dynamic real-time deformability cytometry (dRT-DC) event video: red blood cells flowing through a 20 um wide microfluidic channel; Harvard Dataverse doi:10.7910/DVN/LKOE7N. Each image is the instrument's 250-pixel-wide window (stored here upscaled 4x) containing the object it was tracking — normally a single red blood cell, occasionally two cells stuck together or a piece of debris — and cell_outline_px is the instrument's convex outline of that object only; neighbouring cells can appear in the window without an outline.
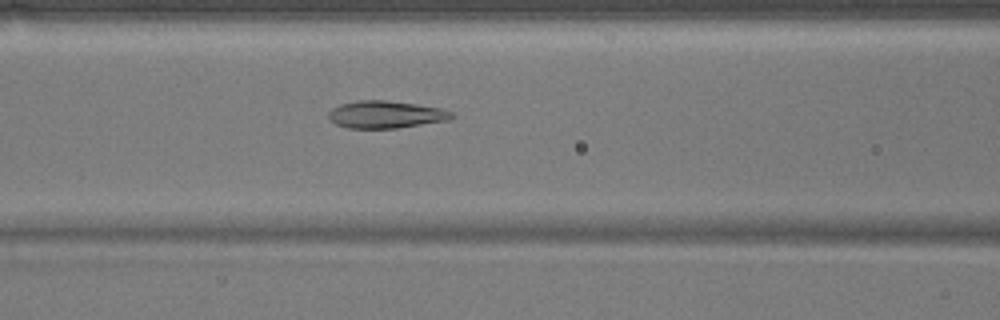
{"species": "common noctule bat (a hibernating species)", "species_latin": "Nyctalus noctula", "temperature_condition": "warm", "stored_images_in_passage": 29, "camera_frame_rate_fps": 3000, "um_per_image_px": 0.085, "animal": {"sex": "male", "body_mass_g": 17.9}, "frame": {"image": 1, "passage_image": 8, "time_ms": 2.333, "image_size_px": [1000, 320], "cell_outline_px": [[456, 116], [448, 120], [396, 128], [348, 128], [336, 124], [328, 116], [328, 112], [332, 108], [340, 104], [360, 100], [384, 100], [416, 104], [440, 108], [452, 112]], "centroid_in_image_um": [32.79, 9.73], "position_along_channel_um": 133.8, "area_um2": 19.48}}
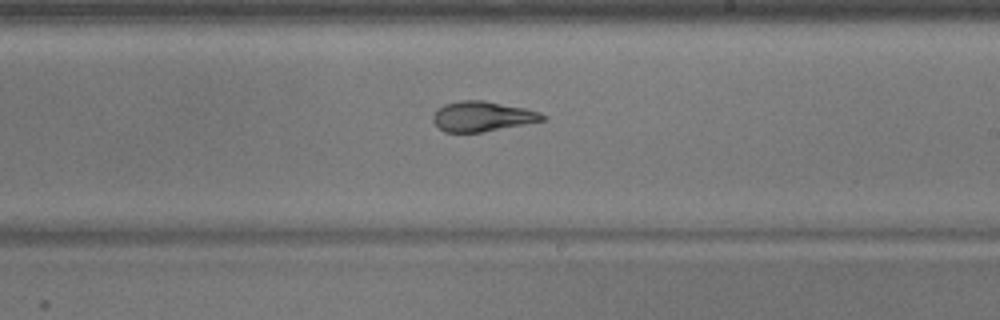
{"frame": {"image": 2, "passage_image": 17, "time_ms": 5.333, "image_size_px": [1000, 320], "cell_outline_px": [[544, 120], [524, 124], [480, 132], [444, 132], [432, 120], [432, 116], [436, 108], [444, 104], [460, 100], [484, 100], [524, 108], [540, 112], [544, 116]], "centroid_in_image_um": [40.93, 9.88], "position_along_channel_um": 248.1, "area_um2": 19.02}}
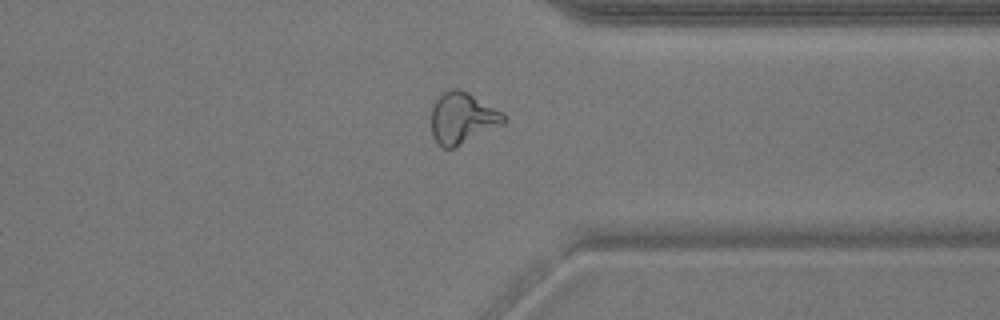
{"frame": {"image": 3, "passage_image": 27, "time_ms": 8.667, "image_size_px": [1000, 320], "cell_outline_px": [[504, 124], [452, 148], [444, 148], [432, 136], [432, 108], [436, 100], [444, 92], [452, 88], [456, 88], [468, 92], [504, 112]], "centroid_in_image_um": [39.32, 10.02], "position_along_channel_um": 372.1, "area_um2": 21.33}}